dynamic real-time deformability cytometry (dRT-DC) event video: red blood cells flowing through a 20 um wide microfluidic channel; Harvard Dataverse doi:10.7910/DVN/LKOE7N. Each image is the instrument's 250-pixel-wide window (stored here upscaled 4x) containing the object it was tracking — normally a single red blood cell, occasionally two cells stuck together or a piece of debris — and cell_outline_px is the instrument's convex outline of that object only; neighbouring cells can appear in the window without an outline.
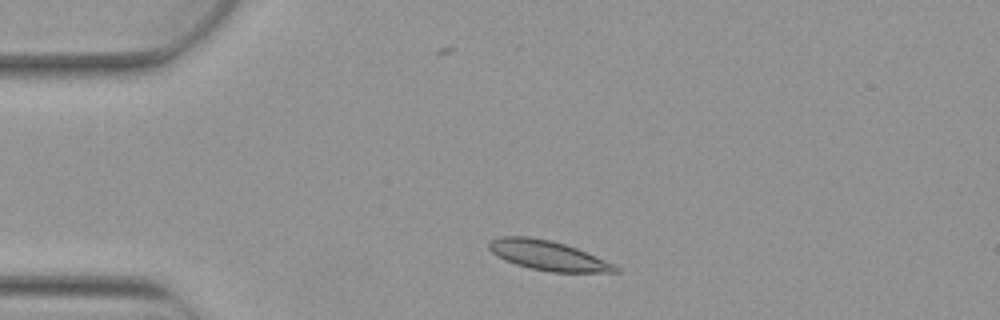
{"species": "Egyptian fruit bat (a non-hibernating species)", "species_latin": "Rousettus aegyptiacus", "temperature_condition": "warm", "stored_images_in_passage": 3, "camera_frame_rate_fps": 3000, "um_per_image_px": 0.085, "animal": {"sex": "female"}, "frame": {"image": 1, "passage_image": 2, "time_ms": 0.333, "image_size_px": [1000, 320], "cell_outline_px": [[620, 272], [552, 272], [528, 268], [504, 260], [492, 252], [488, 248], [488, 244], [492, 240], [500, 236], [528, 236], [552, 240], [576, 248], [616, 264], [620, 268]], "centroid_in_image_um": [46.59, 21.71], "position_along_channel_um": 38.4, "area_um2": 21.91}}